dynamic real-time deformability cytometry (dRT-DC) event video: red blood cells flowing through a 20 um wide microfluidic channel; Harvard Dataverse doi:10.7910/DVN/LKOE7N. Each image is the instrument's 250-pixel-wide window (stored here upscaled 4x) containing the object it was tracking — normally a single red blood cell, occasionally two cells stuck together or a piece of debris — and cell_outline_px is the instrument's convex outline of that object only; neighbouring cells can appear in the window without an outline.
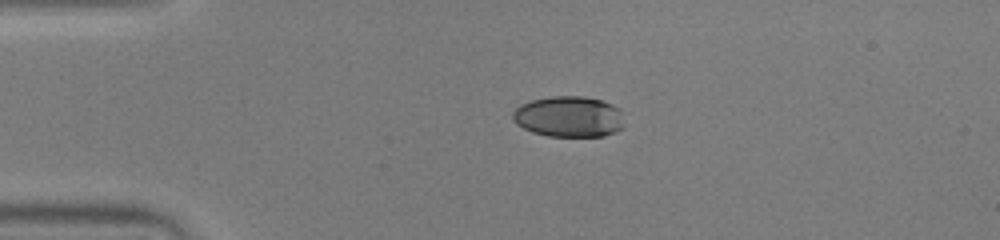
{"species": "human", "species_latin": "Homo sapiens", "temperature_condition": "warm", "stored_images_in_passage": 41, "camera_frame_rate_fps": 3000, "um_per_image_px": 0.085, "donor": {"sex": "male"}, "frame": {"image": 1, "passage_image": 1, "time_ms": 0.0, "image_size_px": [1000, 240], "cell_outline_px": [[624, 128], [604, 136], [548, 136], [532, 132], [516, 124], [512, 120], [512, 112], [520, 104], [532, 100], [552, 96], [584, 96], [600, 100], [612, 104], [620, 108], [624, 112]], "centroid_in_image_um": [48.39, 9.91], "position_along_channel_um": 36.6, "area_um2": 26.99}}
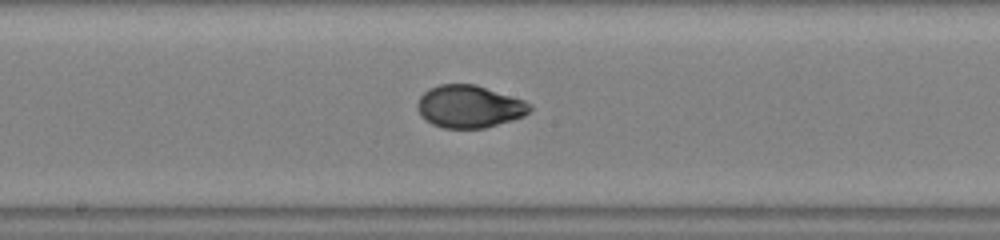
{"frame": {"image": 2, "passage_image": 17, "time_ms": 5.333, "image_size_px": [1000, 240], "cell_outline_px": [[532, 108], [524, 116], [512, 120], [484, 128], [444, 128], [432, 124], [424, 120], [420, 116], [416, 108], [416, 104], [420, 96], [428, 88], [440, 84], [476, 84], [524, 100], [532, 104]], "centroid_in_image_um": [39.86, 9.05], "position_along_channel_um": 208.3, "area_um2": 28.09}}
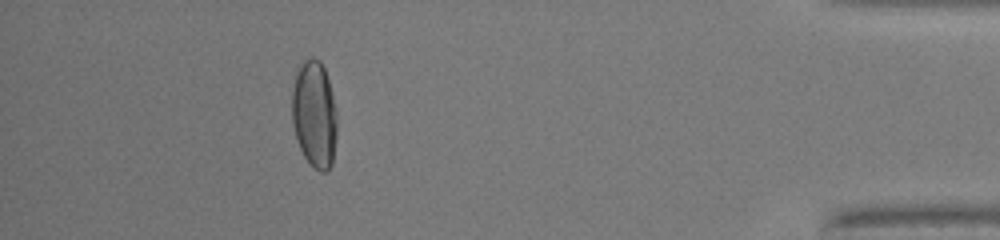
{"frame": {"image": 3, "passage_image": 36, "time_ms": 11.667, "image_size_px": [1000, 240], "cell_outline_px": [[336, 140], [332, 164], [328, 172], [320, 172], [304, 156], [300, 148], [292, 124], [292, 88], [296, 72], [300, 64], [304, 60], [312, 56], [320, 60], [324, 68], [328, 80], [336, 112]], "centroid_in_image_um": [26.71, 9.7], "position_along_channel_um": 408.5, "area_um2": 28.09}, "authors_computed_cell_mechanics": {"area_um2": 27.9752, "velocity_mm_per_s": 4.003, "shape_relaxation_time_tau1_ms": 6.7583, "shape_relaxation_time_tau2_ms": 0.8745, "deformation_change_tau1": 0.2538, "deformation_change_tau2": 0.0321}}